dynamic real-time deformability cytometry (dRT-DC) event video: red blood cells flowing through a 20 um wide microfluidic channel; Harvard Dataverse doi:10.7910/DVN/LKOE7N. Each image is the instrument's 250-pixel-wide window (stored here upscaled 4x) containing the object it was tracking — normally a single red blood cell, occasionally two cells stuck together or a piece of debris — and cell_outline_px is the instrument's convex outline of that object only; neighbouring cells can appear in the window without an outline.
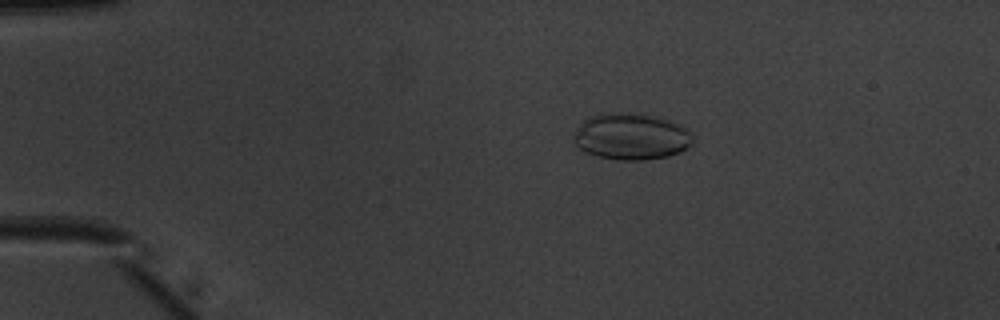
{"species": "common noctule bat (a hibernating species)", "species_latin": "Nyctalus noctula", "temperature_condition": "warm", "stored_images_in_passage": 42, "camera_frame_rate_fps": 3000, "um_per_image_px": 0.085, "animal": {"sex": "male", "body_mass_g": 20.1, "forearm_length_mm": 53.5}, "frame": {"image": 1, "passage_image": 1, "time_ms": 0.0, "image_size_px": [1000, 320], "cell_outline_px": [[692, 144], [688, 148], [680, 152], [668, 156], [640, 160], [620, 160], [600, 156], [584, 152], [572, 140], [572, 136], [576, 128], [588, 116], [608, 112], [612, 112], [652, 116], [668, 120], [680, 124], [692, 132]], "centroid_in_image_um": [53.64, 11.61], "position_along_channel_um": 31.4, "area_um2": 32.25}}
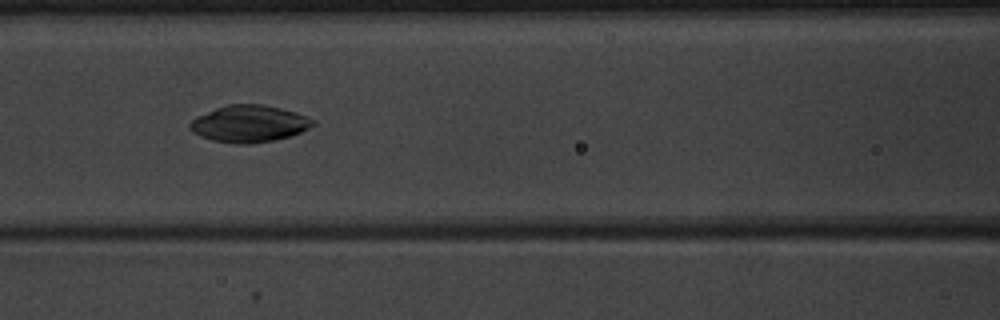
{"frame": {"image": 2, "passage_image": 14, "time_ms": 4.333, "image_size_px": [1000, 320], "cell_outline_px": [[316, 124], [292, 136], [252, 144], [232, 144], [212, 140], [200, 136], [192, 132], [188, 128], [188, 124], [196, 116], [216, 108], [228, 104], [264, 104], [296, 112], [308, 116], [316, 120]], "centroid_in_image_um": [21.18, 10.52], "position_along_channel_um": 145.4, "area_um2": 26.76}}
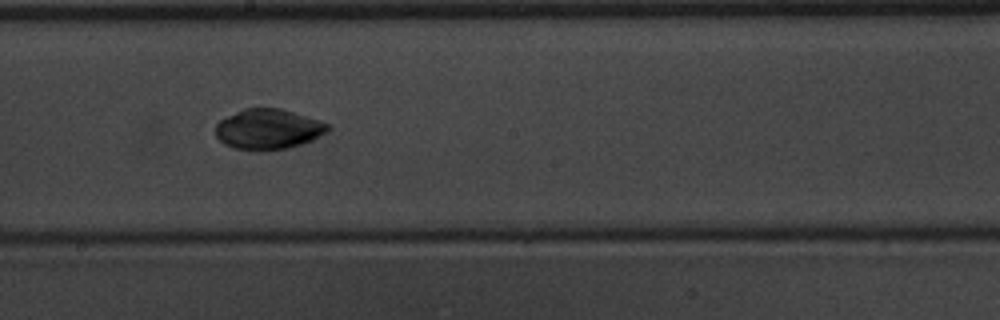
{"frame": {"image": 3, "passage_image": 20, "time_ms": 6.333, "image_size_px": [1000, 320], "cell_outline_px": [[332, 128], [328, 132], [312, 140], [288, 148], [260, 152], [232, 148], [224, 144], [216, 136], [216, 124], [220, 120], [244, 108], [280, 108], [328, 124]], "centroid_in_image_um": [22.78, 11.01], "position_along_channel_um": 225.4, "area_um2": 26.41}, "authors_computed_cell_mechanics": {"area_um2": 26.9637, "velocity_mm_per_s": 4.0135, "shape_relaxation_time_tau1_ms": 5.3527, "shape_relaxation_time_tau2_ms": 4.8445, "deformation_change_tau1": 0.1642, "deformation_change_tau2": 0.0296}}